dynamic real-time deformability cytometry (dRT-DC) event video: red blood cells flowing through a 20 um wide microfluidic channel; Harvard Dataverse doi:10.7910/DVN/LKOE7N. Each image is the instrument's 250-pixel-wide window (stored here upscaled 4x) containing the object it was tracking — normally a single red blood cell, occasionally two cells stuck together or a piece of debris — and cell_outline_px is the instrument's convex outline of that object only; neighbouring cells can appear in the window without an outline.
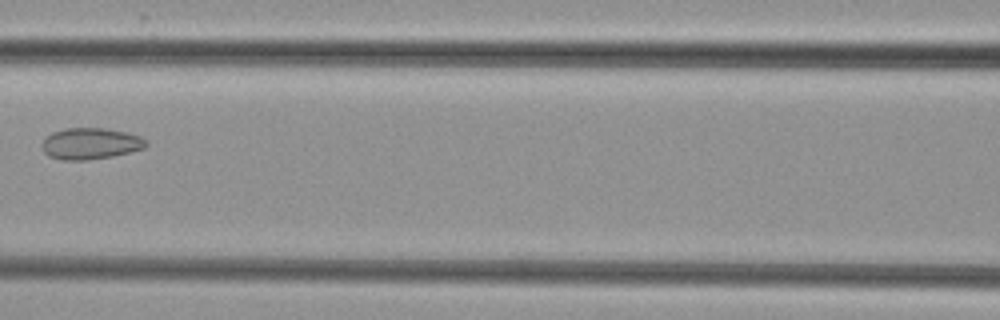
{"species": "common noctule bat (a hibernating species)", "species_latin": "Nyctalus noctula", "temperature_condition": "cold", "stored_images_in_passage": 5, "camera_frame_rate_fps": 3000, "um_per_image_px": 0.085, "animal": {"sex": "female", "body_mass_g": 29.2, "forearm_length_mm": 56.3}, "frame": {"image": 1, "passage_image": 5, "time_ms": 4.667, "image_size_px": [1000, 320], "cell_outline_px": [[148, 144], [144, 148], [112, 156], [88, 160], [64, 160], [48, 156], [44, 152], [40, 144], [52, 132], [64, 128], [104, 128], [128, 132], [140, 136], [148, 140]], "centroid_in_image_um": [7.69, 12.2], "position_along_channel_um": 158.9, "area_um2": 19.13}}